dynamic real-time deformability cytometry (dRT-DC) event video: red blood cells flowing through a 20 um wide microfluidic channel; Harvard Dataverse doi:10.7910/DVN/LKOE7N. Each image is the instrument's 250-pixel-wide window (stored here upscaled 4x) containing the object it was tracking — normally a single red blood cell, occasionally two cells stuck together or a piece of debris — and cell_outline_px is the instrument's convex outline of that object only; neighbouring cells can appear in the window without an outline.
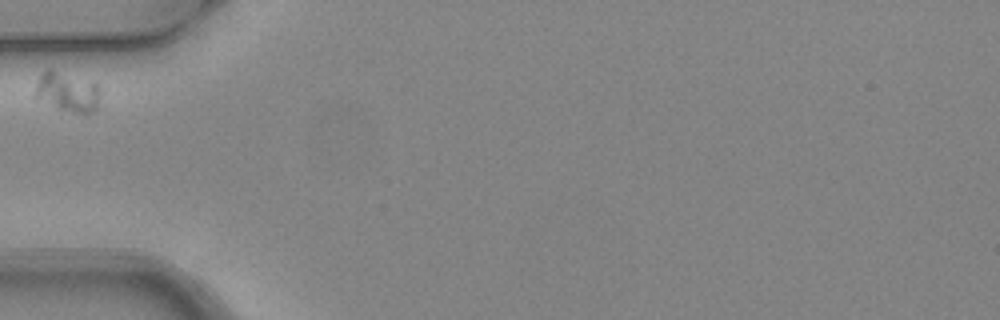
{"species": "common noctule bat (a hibernating species)", "species_latin": "Nyctalus noctula", "temperature_condition": "warm", "stored_images_in_passage": 5, "camera_frame_rate_fps": 3000, "um_per_image_px": 0.085, "animal": {"sex": "female", "body_mass_g": 24.6, "forearm_length_mm": 56.2}, "frame": {"image": 1, "passage_image": 1, "time_ms": 0.0, "image_size_px": [1000, 320], "cell_outline_px": [[100, 108], [92, 112], [72, 112], [56, 108], [36, 96], [36, 84], [44, 68], [52, 68], [100, 84]], "centroid_in_image_um": [5.79, 7.78], "position_along_channel_um": 79.2, "area_um2": 15.32}}
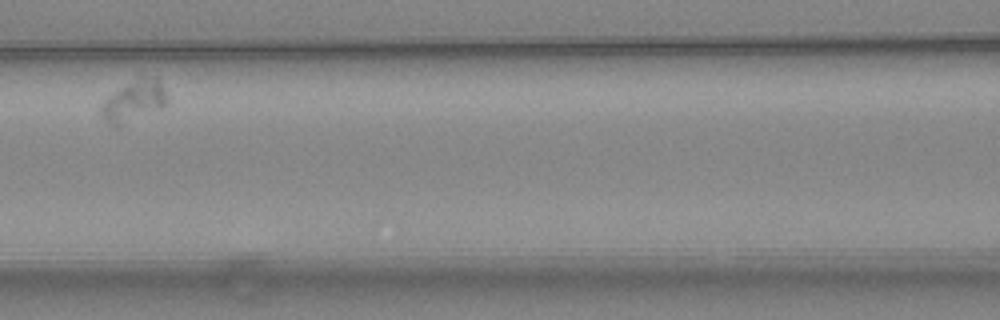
{"frame": {"image": 2, "passage_image": 3, "time_ms": 0.667, "image_size_px": [1000, 320], "cell_outline_px": [[168, 100], [164, 108], [116, 128], [100, 112], [100, 104], [108, 96], [132, 84], [156, 80], [164, 88], [168, 96]], "centroid_in_image_um": [11.39, 8.73], "position_along_channel_um": 155.2, "area_um2": 14.68}}
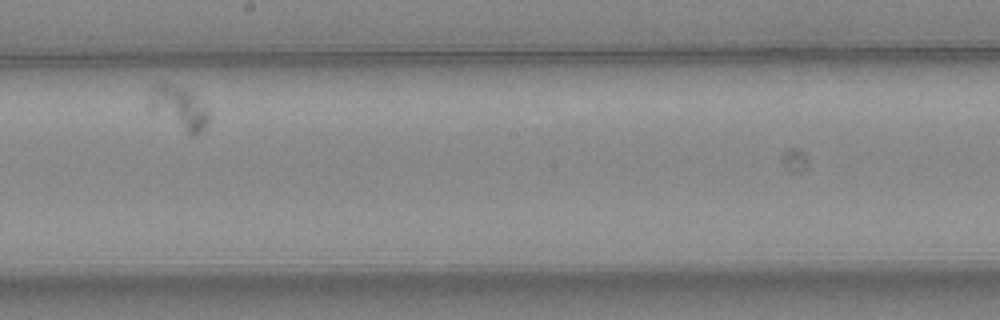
{"frame": {"image": 3, "passage_image": 5, "time_ms": 1.333, "image_size_px": [1000, 320], "cell_outline_px": [[208, 124], [200, 132], [192, 136], [148, 112], [148, 104], [152, 88], [156, 84], [172, 84], [188, 92], [208, 108]], "centroid_in_image_um": [15.15, 9.22], "position_along_channel_um": 233.1, "area_um2": 14.97}}